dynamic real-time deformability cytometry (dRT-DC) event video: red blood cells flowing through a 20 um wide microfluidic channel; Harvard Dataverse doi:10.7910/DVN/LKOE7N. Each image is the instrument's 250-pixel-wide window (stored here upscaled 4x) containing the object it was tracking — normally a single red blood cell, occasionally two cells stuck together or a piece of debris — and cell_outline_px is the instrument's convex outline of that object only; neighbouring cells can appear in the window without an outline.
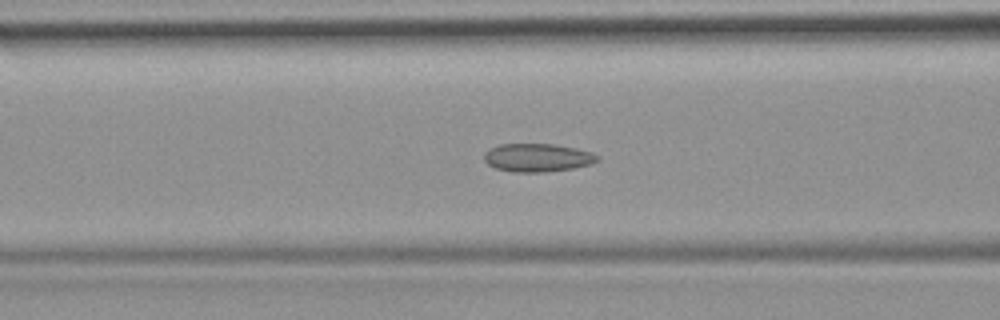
{"species": "common noctule bat (a hibernating species)", "species_latin": "Nyctalus noctula", "temperature_condition": "room temperature", "stored_images_in_passage": 52, "camera_frame_rate_fps": 3000, "um_per_image_px": 0.085, "animal": {"sex": "female", "body_mass_g": 19.9}, "frame": {"image": 1, "passage_image": 21, "time_ms": 6.667, "image_size_px": [1000, 320], "cell_outline_px": [[600, 160], [592, 164], [572, 168], [544, 172], [512, 172], [496, 168], [488, 164], [484, 160], [484, 152], [488, 148], [500, 144], [552, 144], [576, 148], [592, 152], [600, 156]], "centroid_in_image_um": [45.69, 13.39], "position_along_channel_um": 120.9, "area_um2": 18.79}}
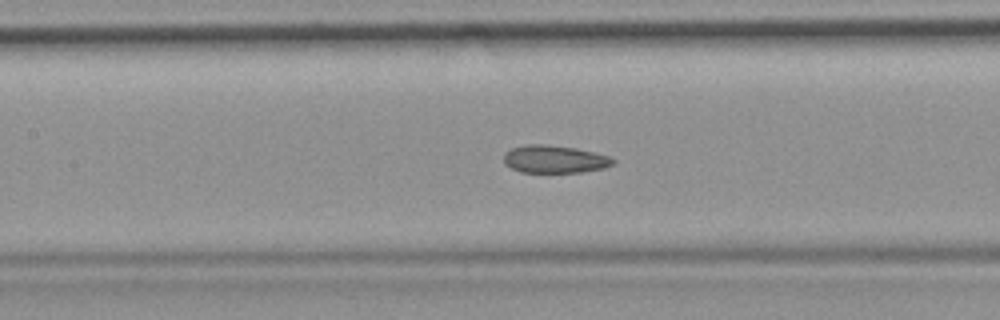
{"frame": {"image": 2, "passage_image": 24, "time_ms": 7.667, "image_size_px": [1000, 320], "cell_outline_px": [[616, 164], [604, 168], [584, 172], [520, 172], [504, 164], [504, 152], [512, 148], [528, 144], [544, 144], [576, 148], [612, 156], [616, 160]], "centroid_in_image_um": [47.19, 13.53], "position_along_channel_um": 160.2, "area_um2": 17.86}}
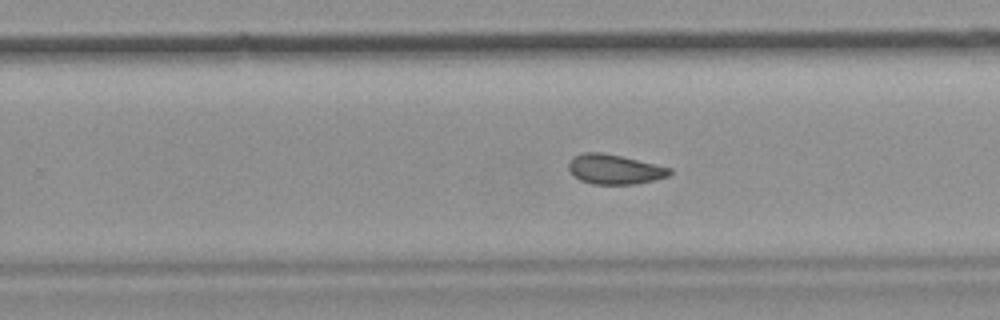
{"frame": {"image": 3, "passage_image": 33, "time_ms": 10.667, "image_size_px": [1000, 320], "cell_outline_px": [[672, 172], [668, 176], [636, 184], [592, 184], [580, 180], [572, 176], [568, 168], [568, 164], [576, 156], [584, 152], [600, 152], [620, 156], [672, 168]], "centroid_in_image_um": [52.22, 14.4], "position_along_channel_um": 277.6, "area_um2": 17.34}, "authors_computed_cell_mechanics": {"area_um2": 18.8428, "velocity_mm_per_s": 3.9277, "shape_relaxation_time_tau1_ms": null, "shape_relaxation_time_tau2_ms": 2.1876, "deformation_change_tau1": null, "deformation_change_tau2": 0.0682}}